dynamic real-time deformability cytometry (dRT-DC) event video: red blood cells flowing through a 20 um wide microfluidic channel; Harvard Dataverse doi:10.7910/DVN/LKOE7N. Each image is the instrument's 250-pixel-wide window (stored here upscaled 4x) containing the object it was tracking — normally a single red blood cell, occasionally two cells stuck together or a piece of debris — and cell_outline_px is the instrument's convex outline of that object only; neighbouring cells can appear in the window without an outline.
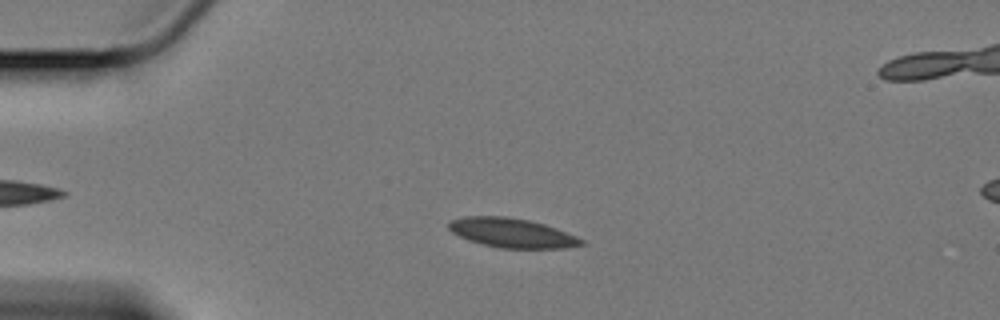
{"species": "Egyptian fruit bat (a non-hibernating species)", "species_latin": "Rousettus aegyptiacus", "temperature_condition": "cold", "stored_images_in_passage": 44, "camera_frame_rate_fps": 3000, "um_per_image_px": 0.085, "animal": {"sex": "female"}, "frame": {"image": 1, "passage_image": 5, "time_ms": 1.333, "image_size_px": [1000, 320], "cell_outline_px": [[588, 244], [564, 248], [500, 248], [480, 244], [468, 240], [452, 232], [448, 228], [448, 224], [452, 220], [468, 216], [504, 216], [528, 220], [544, 224], [576, 236], [584, 240]], "centroid_in_image_um": [43.53, 19.81], "position_along_channel_um": 41.5, "area_um2": 22.6}}
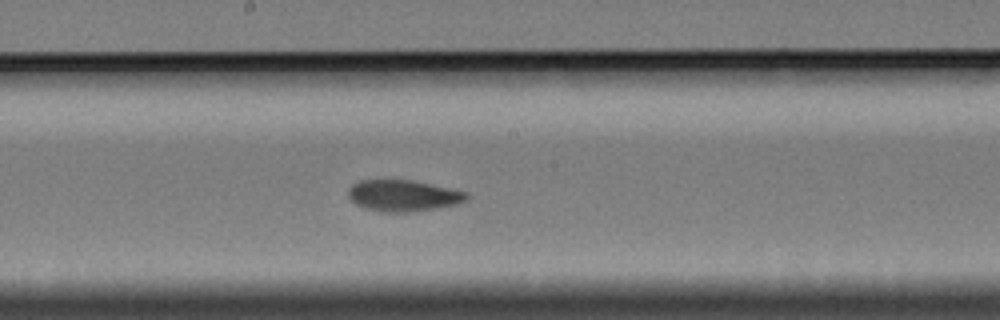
{"frame": {"image": 2, "passage_image": 23, "time_ms": 7.333, "image_size_px": [1000, 320], "cell_outline_px": [[468, 200], [456, 204], [436, 208], [412, 212], [380, 212], [364, 208], [356, 204], [348, 196], [348, 188], [352, 184], [360, 180], [412, 180], [468, 192]], "centroid_in_image_um": [34.26, 16.63], "position_along_channel_um": 213.9, "area_um2": 21.68}}
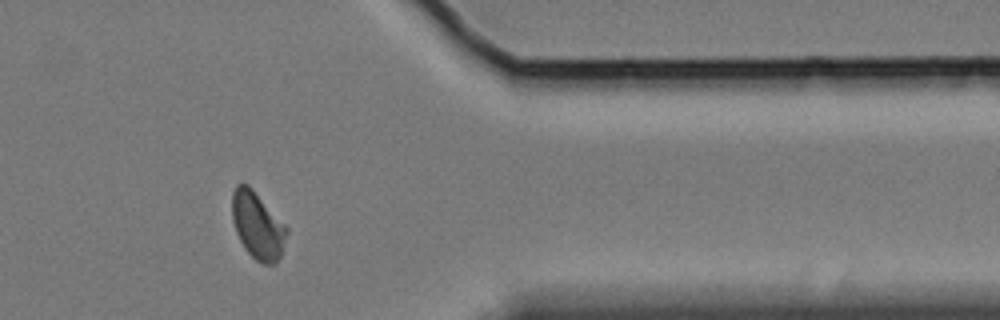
{"frame": {"image": 3, "passage_image": 40, "time_ms": 13.0, "image_size_px": [1000, 320], "cell_outline_px": [[288, 232], [280, 256], [276, 264], [264, 264], [256, 260], [244, 248], [236, 232], [232, 220], [232, 192], [236, 184], [248, 184], [252, 188], [288, 228]], "centroid_in_image_um": [21.88, 19.16], "position_along_channel_um": 389.5, "area_um2": 21.21}, "authors_computed_cell_mechanics": {"area_um2": 21.8773, "velocity_mm_per_s": 3.3629, "shape_relaxation_time_tau1_ms": 9.3894, "shape_relaxation_time_tau2_ms": 2.3453, "deformation_change_tau1": 0.1711, "deformation_change_tau2": 0.0504}}